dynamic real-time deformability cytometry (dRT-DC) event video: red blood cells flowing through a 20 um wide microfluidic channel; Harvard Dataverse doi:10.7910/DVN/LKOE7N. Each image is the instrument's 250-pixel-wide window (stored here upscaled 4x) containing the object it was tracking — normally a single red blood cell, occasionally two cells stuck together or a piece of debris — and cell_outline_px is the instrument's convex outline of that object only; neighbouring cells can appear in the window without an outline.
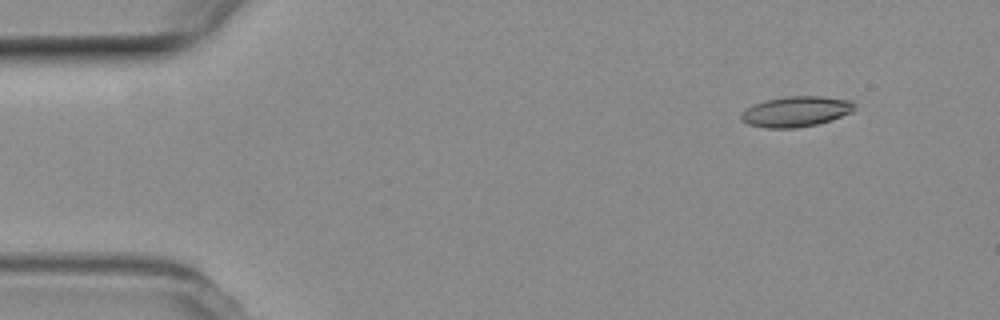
{"species": "common noctule bat (a hibernating species)", "species_latin": "Nyctalus noctula", "temperature_condition": "room temperature", "stored_images_in_passage": 5, "camera_frame_rate_fps": 3000, "um_per_image_px": 0.085, "animal": {"sex": "female", "body_mass_g": 19.3, "forearm_length_mm": 54.1}, "frame": {"image": 1, "passage_image": 1, "time_ms": 0.0, "image_size_px": [1000, 320], "cell_outline_px": [[856, 104], [852, 112], [832, 120], [816, 124], [796, 128], [768, 128], [748, 124], [740, 120], [740, 116], [752, 104], [764, 100], [784, 96], [820, 96], [852, 100]], "centroid_in_image_um": [67.67, 9.47], "position_along_channel_um": 17.3, "area_um2": 20.23}}
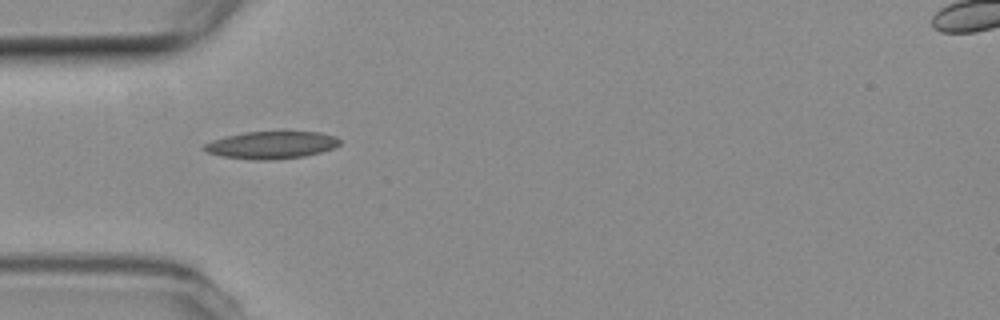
{"frame": {"image": 2, "passage_image": 4, "time_ms": 1.0, "image_size_px": [1000, 320], "cell_outline_px": [[340, 144], [332, 148], [320, 152], [304, 156], [268, 160], [252, 160], [220, 156], [208, 152], [200, 148], [204, 144], [212, 140], [244, 132], [320, 132], [336, 136], [340, 140]], "centroid_in_image_um": [23.04, 12.33], "position_along_channel_um": 62.0, "area_um2": 21.56}}
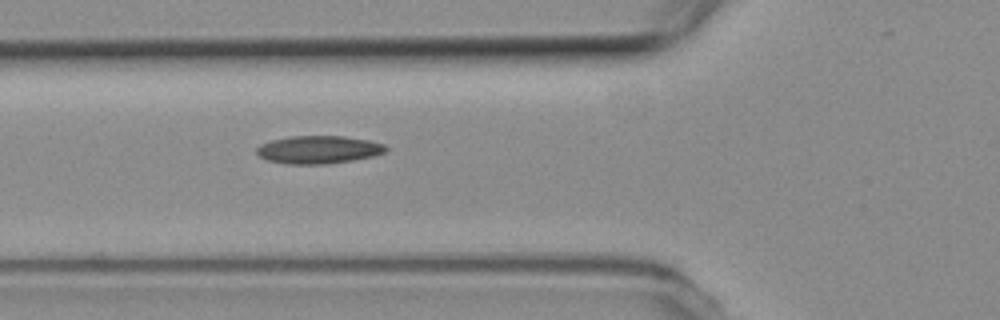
{"frame": {"image": 3, "passage_image": 5, "time_ms": 1.333, "image_size_px": [1000, 320], "cell_outline_px": [[388, 148], [384, 152], [372, 156], [352, 160], [324, 164], [288, 164], [268, 160], [260, 156], [256, 152], [256, 148], [260, 144], [272, 140], [292, 136], [344, 136], [368, 140], [384, 144]], "centroid_in_image_um": [27.06, 12.71], "position_along_channel_um": 98.7, "area_um2": 20.81}}